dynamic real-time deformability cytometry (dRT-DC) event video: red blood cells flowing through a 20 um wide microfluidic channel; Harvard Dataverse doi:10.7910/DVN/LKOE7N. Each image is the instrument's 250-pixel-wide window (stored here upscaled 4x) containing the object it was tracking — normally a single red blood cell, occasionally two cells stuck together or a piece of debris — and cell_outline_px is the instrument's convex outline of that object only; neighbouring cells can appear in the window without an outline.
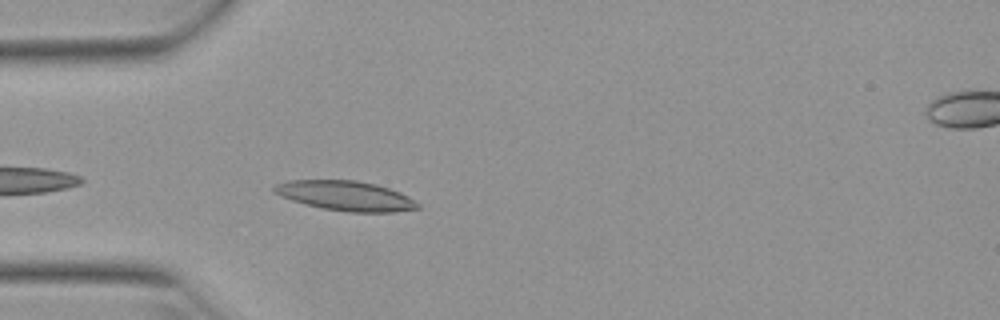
{"species": "Egyptian fruit bat (a non-hibernating species)", "species_latin": "Rousettus aegyptiacus", "temperature_condition": "warm", "stored_images_in_passage": 8, "camera_frame_rate_fps": 3000, "um_per_image_px": 0.085, "animal": {"sex": "female"}, "frame": {"image": 1, "passage_image": 3, "time_ms": 0.667, "image_size_px": [1000, 320], "cell_outline_px": [[420, 208], [396, 212], [348, 212], [324, 208], [304, 204], [280, 196], [272, 192], [272, 188], [276, 184], [288, 180], [356, 180], [376, 184], [400, 192], [408, 196], [420, 204]], "centroid_in_image_um": [29.37, 16.64], "position_along_channel_um": 55.6, "area_um2": 24.97}}